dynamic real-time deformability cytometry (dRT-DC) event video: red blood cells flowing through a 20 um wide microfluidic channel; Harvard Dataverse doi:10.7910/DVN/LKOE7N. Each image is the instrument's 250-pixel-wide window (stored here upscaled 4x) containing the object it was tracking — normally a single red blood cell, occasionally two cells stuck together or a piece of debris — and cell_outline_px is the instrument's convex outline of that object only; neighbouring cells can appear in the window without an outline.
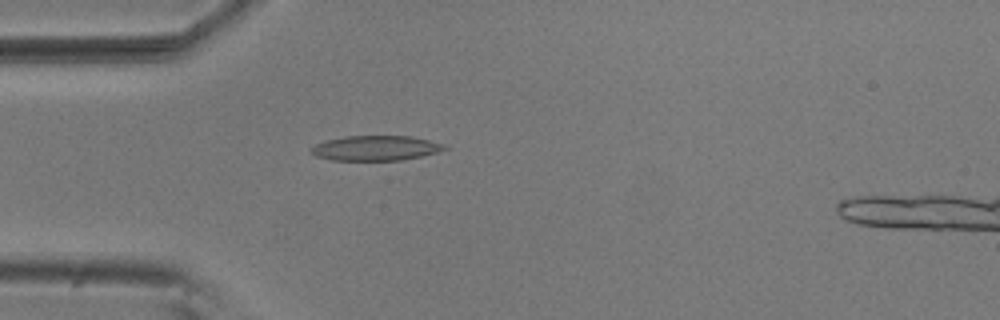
{"species": "common noctule bat (a hibernating species)", "species_latin": "Nyctalus noctula", "temperature_condition": "room temperature", "stored_images_in_passage": 4, "camera_frame_rate_fps": 3000, "um_per_image_px": 0.085, "animal": {"sex": "male", "body_mass_g": 20.5, "forearm_length_mm": 52.5}, "frame": {"image": 1, "passage_image": 3, "time_ms": 0.667, "image_size_px": [1000, 320], "cell_outline_px": [[448, 148], [436, 152], [420, 156], [400, 160], [332, 160], [316, 156], [312, 152], [312, 148], [316, 144], [328, 140], [344, 136], [412, 136], [444, 144]], "centroid_in_image_um": [31.94, 12.58], "position_along_channel_um": 53.1, "area_um2": 19.07}}